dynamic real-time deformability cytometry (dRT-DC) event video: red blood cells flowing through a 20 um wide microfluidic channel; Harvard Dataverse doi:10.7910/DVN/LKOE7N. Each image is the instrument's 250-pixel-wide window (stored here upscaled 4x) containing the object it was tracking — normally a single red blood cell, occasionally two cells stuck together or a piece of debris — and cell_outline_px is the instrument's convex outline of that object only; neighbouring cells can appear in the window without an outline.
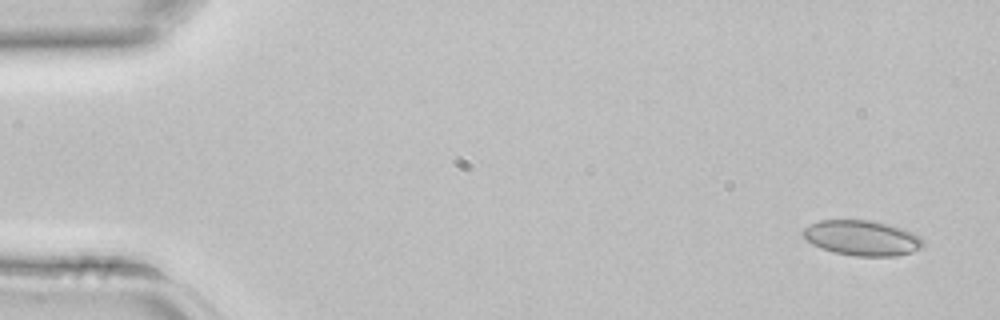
{"species": "common noctule bat (a hibernating species)", "species_latin": "Nyctalus noctula", "temperature_condition": "room temperature", "stored_images_in_passage": 3, "camera_frame_rate_fps": 3000, "um_per_image_px": 0.085, "animal": {"sex": "female", "body_mass_g": 22.7, "forearm_length_mm": 54.2}, "frame": {"image": 1, "passage_image": 1, "time_ms": 0.0, "image_size_px": [1000, 320], "cell_outline_px": [[924, 244], [920, 248], [912, 252], [896, 256], [856, 256], [832, 252], [820, 248], [812, 244], [800, 232], [804, 228], [820, 220], [868, 220], [888, 224], [904, 228], [920, 236], [924, 240]], "centroid_in_image_um": [73.29, 20.23], "position_along_channel_um": 11.7, "area_um2": 24.74}}